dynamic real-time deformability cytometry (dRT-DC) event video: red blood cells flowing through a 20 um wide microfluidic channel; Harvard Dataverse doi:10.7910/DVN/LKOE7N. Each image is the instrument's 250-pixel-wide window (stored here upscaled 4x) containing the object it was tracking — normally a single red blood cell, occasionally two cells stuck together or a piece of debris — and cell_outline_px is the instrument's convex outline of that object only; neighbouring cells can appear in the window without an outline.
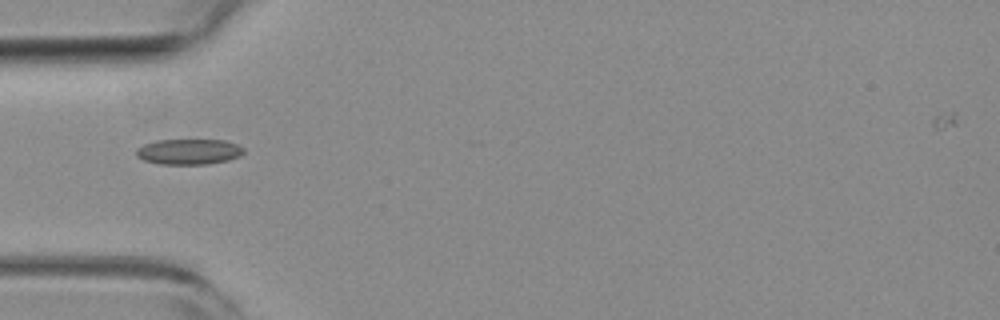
{"species": "common noctule bat (a hibernating species)", "species_latin": "Nyctalus noctula", "temperature_condition": "room temperature", "stored_images_in_passage": 13, "camera_frame_rate_fps": 3000, "um_per_image_px": 0.085, "animal": {"sex": "female", "body_mass_g": 19.3, "forearm_length_mm": 54.1}, "frame": {"image": 1, "passage_image": 1, "time_ms": 0.0, "image_size_px": [1000, 320], "cell_outline_px": [[244, 152], [240, 156], [228, 160], [208, 164], [160, 164], [144, 160], [136, 156], [136, 148], [144, 144], [156, 140], [224, 140], [236, 144], [244, 148]], "centroid_in_image_um": [16.04, 12.89], "position_along_channel_um": 69.0, "area_um2": 16.01}}
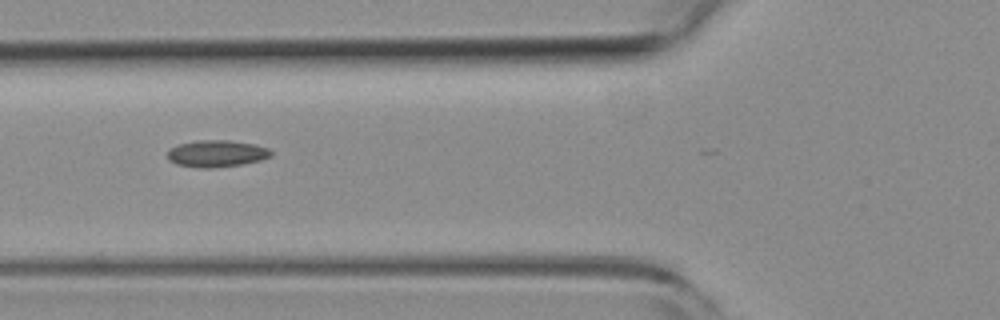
{"frame": {"image": 2, "passage_image": 4, "time_ms": 1.0, "image_size_px": [1000, 320], "cell_outline_px": [[272, 156], [260, 160], [240, 164], [212, 168], [196, 168], [176, 164], [168, 160], [168, 148], [180, 144], [196, 140], [228, 140], [252, 144], [268, 148], [272, 152]], "centroid_in_image_um": [18.37, 13.06], "position_along_channel_um": 107.4, "area_um2": 16.18}}